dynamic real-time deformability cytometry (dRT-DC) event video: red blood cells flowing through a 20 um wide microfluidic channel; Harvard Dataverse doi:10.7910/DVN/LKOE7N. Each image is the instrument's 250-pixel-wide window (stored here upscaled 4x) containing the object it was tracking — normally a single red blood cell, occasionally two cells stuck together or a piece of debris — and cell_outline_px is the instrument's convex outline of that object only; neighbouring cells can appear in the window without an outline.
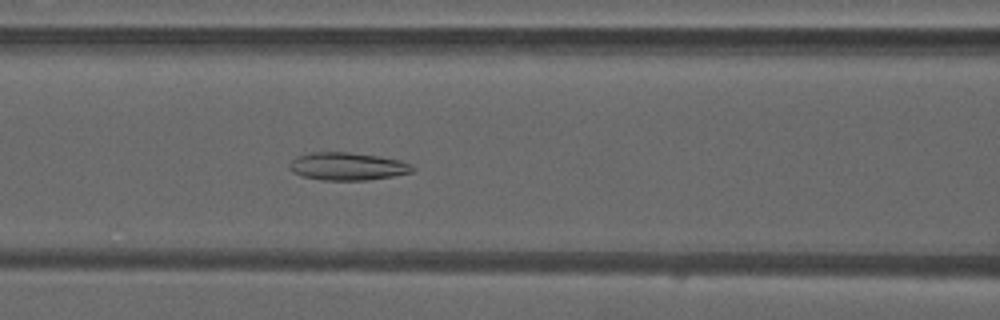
{"species": "common noctule bat (a hibernating species)", "species_latin": "Nyctalus noctula", "temperature_condition": "warm", "stored_images_in_passage": 37, "camera_frame_rate_fps": 3000, "um_per_image_px": 0.085, "animal": {"sex": "male", "forearm_length_mm": 52.5}, "frame": {"image": 1, "passage_image": 9, "time_ms": 2.667, "image_size_px": [1000, 320], "cell_outline_px": [[416, 168], [412, 172], [392, 176], [368, 180], [320, 180], [304, 176], [292, 172], [288, 168], [288, 164], [296, 156], [312, 152], [348, 152], [380, 156], [400, 160], [412, 164]], "centroid_in_image_um": [29.53, 14.13], "position_along_channel_um": 137.1, "area_um2": 20.06}}
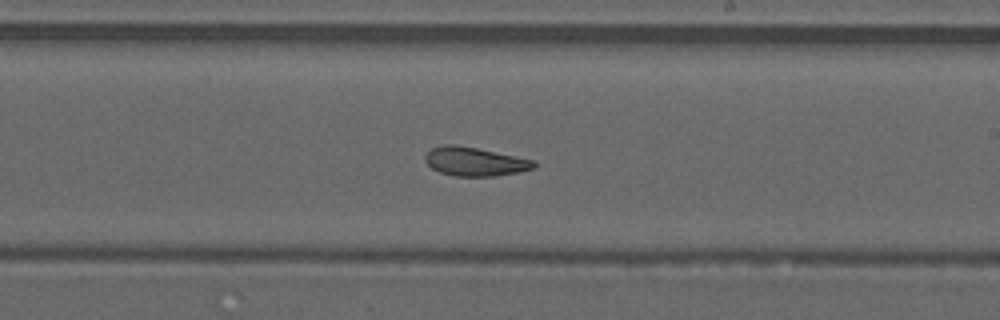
{"frame": {"image": 2, "passage_image": 17, "time_ms": 5.333, "image_size_px": [1000, 320], "cell_outline_px": [[536, 168], [516, 172], [492, 176], [456, 176], [440, 172], [432, 168], [424, 160], [424, 156], [432, 148], [444, 144], [452, 144], [476, 148], [536, 160]], "centroid_in_image_um": [40.36, 13.73], "position_along_channel_um": 248.6, "area_um2": 18.09}}
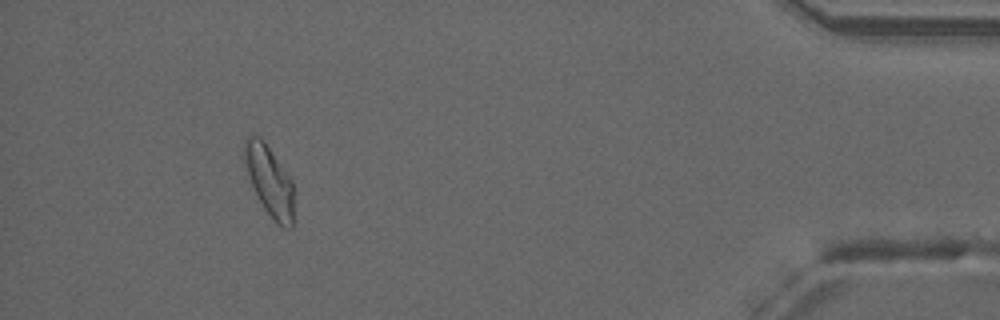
{"frame": {"image": 3, "passage_image": 33, "time_ms": 10.667, "image_size_px": [1000, 320], "cell_outline_px": [[292, 228], [284, 228], [276, 224], [272, 220], [264, 208], [252, 184], [244, 160], [244, 140], [252, 132], [260, 136], [264, 140], [292, 180]], "centroid_in_image_um": [22.89, 15.33], "position_along_channel_um": 412.3, "area_um2": 20.0}, "authors_computed_cell_mechanics": {"area_um2": 19.3052, "velocity_mm_per_s": 4.1973, "shape_relaxation_time_tau1_ms": null, "shape_relaxation_time_tau2_ms": 2.2483, "deformation_change_tau1": null, "deformation_change_tau2": 0.0855}}